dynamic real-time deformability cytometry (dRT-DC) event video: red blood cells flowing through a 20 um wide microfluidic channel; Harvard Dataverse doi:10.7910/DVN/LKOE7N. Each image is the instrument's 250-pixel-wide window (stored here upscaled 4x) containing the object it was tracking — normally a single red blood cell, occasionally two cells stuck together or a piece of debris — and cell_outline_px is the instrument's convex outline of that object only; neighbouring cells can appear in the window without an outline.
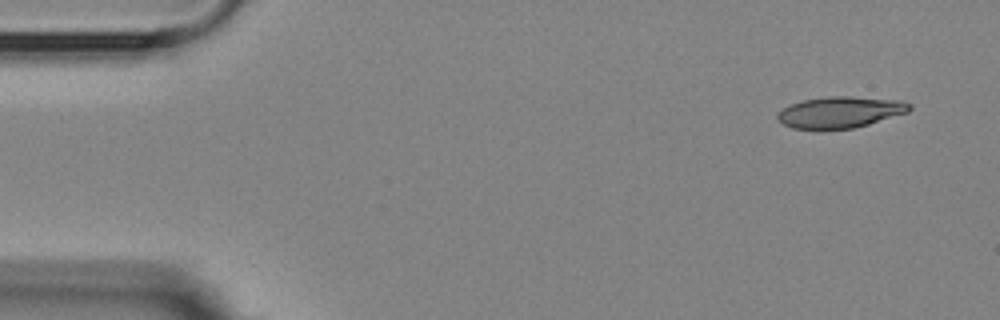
{"species": "Egyptian fruit bat (a non-hibernating species)", "species_latin": "Rousettus aegyptiacus", "temperature_condition": "room temperature", "stored_images_in_passage": 4, "camera_frame_rate_fps": 3000, "um_per_image_px": 0.085, "animal": {"sex": "female"}, "frame": {"image": 1, "passage_image": 1, "time_ms": 0.0, "image_size_px": [1000, 320], "cell_outline_px": [[912, 108], [908, 112], [868, 124], [852, 128], [792, 128], [784, 124], [776, 116], [784, 108], [792, 104], [804, 100], [828, 96], [852, 96], [900, 100], [912, 104]], "centroid_in_image_um": [71.47, 9.51], "position_along_channel_um": 13.5, "area_um2": 23.64}}
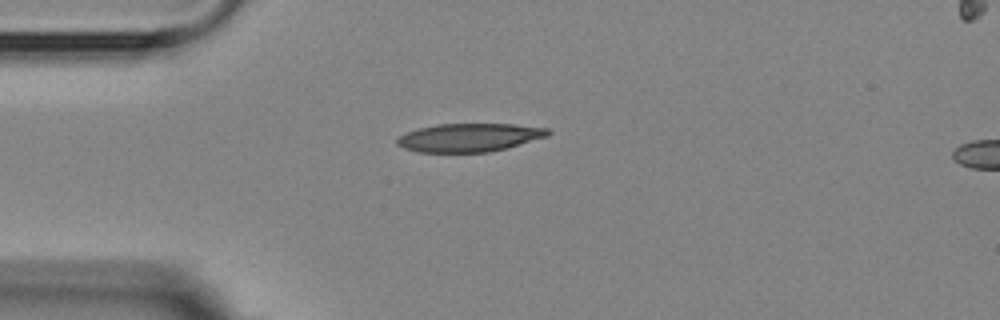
{"frame": {"image": 2, "passage_image": 3, "time_ms": 3.333, "image_size_px": [1000, 320], "cell_outline_px": [[552, 132], [548, 136], [508, 148], [488, 152], [416, 152], [404, 148], [396, 144], [396, 140], [400, 136], [408, 132], [420, 128], [436, 124], [512, 124], [548, 128]], "centroid_in_image_um": [39.92, 11.69], "position_along_channel_um": 45.1, "area_um2": 24.91}}